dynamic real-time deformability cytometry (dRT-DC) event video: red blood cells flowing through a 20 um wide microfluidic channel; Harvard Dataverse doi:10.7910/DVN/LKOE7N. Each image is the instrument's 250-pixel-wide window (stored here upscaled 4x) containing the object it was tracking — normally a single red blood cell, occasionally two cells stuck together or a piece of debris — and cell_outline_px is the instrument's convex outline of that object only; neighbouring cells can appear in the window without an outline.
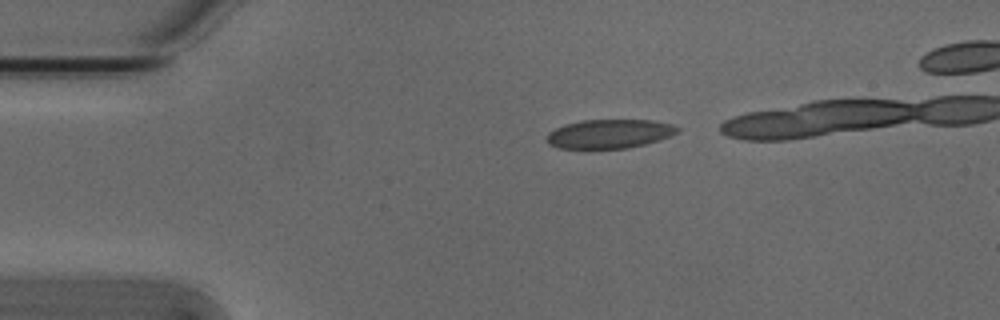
{"species": "Egyptian fruit bat (a non-hibernating species)", "species_latin": "Rousettus aegyptiacus", "temperature_condition": "cold", "stored_images_in_passage": 4, "camera_frame_rate_fps": 3000, "um_per_image_px": 0.085, "animal": {"sex": "male"}, "frame": {"image": 1, "passage_image": 1, "time_ms": 0.0, "image_size_px": [1000, 320], "cell_outline_px": [[680, 132], [672, 136], [644, 144], [628, 148], [556, 148], [548, 144], [544, 140], [548, 132], [564, 124], [580, 120], [652, 120], [672, 124], [680, 128]], "centroid_in_image_um": [51.78, 11.37], "position_along_channel_um": 33.2, "area_um2": 22.31}}